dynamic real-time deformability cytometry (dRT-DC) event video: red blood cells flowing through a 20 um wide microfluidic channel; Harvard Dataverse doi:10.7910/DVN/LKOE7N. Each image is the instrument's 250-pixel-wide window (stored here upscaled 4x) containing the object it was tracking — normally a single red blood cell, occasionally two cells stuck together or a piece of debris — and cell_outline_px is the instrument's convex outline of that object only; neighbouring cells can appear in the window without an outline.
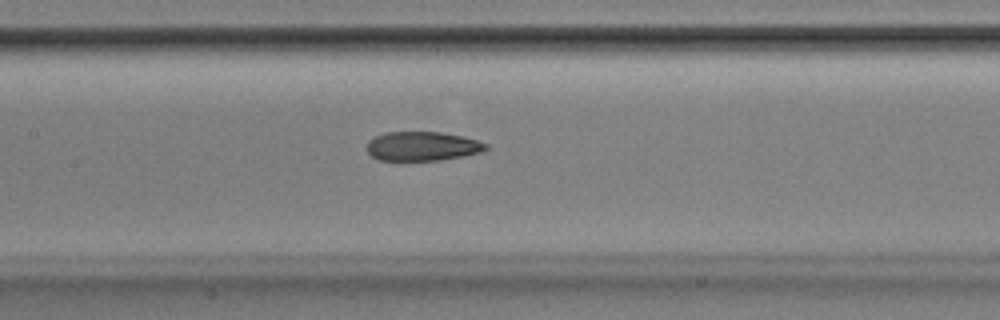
{"species": "Egyptian fruit bat (a non-hibernating species)", "species_latin": "Rousettus aegyptiacus", "temperature_condition": "room temperature", "stored_images_in_passage": 43, "camera_frame_rate_fps": 3000, "um_per_image_px": 0.085, "animal": {"sex": "male"}, "frame": {"image": 1, "passage_image": 25, "time_ms": 8.0, "image_size_px": [1000, 320], "cell_outline_px": [[488, 148], [480, 152], [440, 160], [380, 160], [372, 156], [368, 152], [368, 140], [384, 132], [440, 132], [460, 136], [476, 140], [488, 144]], "centroid_in_image_um": [35.87, 12.42], "position_along_channel_um": 171.5, "area_um2": 19.94}}
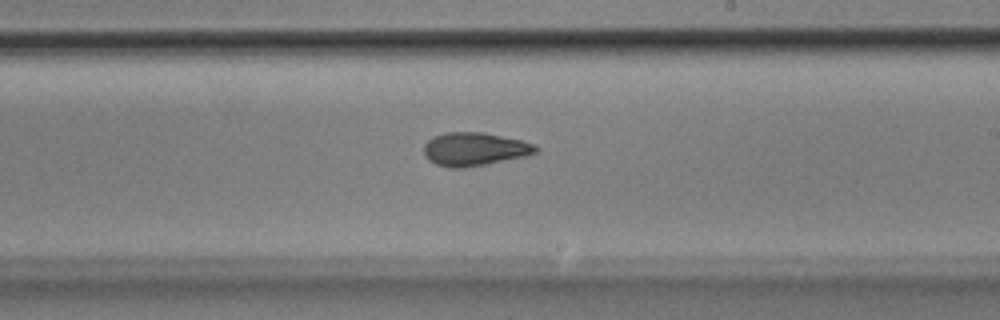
{"frame": {"image": 2, "passage_image": 31, "time_ms": 10.0, "image_size_px": [1000, 320], "cell_outline_px": [[540, 148], [536, 152], [524, 156], [464, 168], [448, 168], [436, 164], [428, 160], [424, 156], [424, 144], [432, 136], [444, 132], [484, 132], [520, 140], [536, 144]], "centroid_in_image_um": [40.29, 12.67], "position_along_channel_um": 248.7, "area_um2": 21.79}}
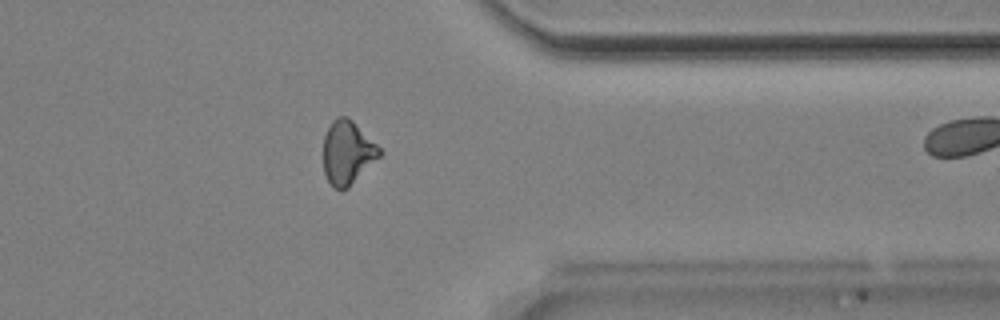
{"frame": {"image": 3, "passage_image": 42, "time_ms": 13.667, "image_size_px": [1000, 320], "cell_outline_px": [[384, 152], [348, 188], [340, 192], [332, 188], [324, 172], [324, 136], [332, 120], [336, 116], [348, 116]], "centroid_in_image_um": [29.52, 12.99], "position_along_channel_um": 381.9, "area_um2": 20.87}}